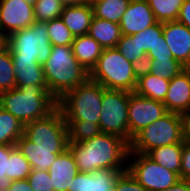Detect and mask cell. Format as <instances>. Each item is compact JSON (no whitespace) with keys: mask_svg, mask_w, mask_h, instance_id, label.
Instances as JSON below:
<instances>
[{"mask_svg":"<svg viewBox=\"0 0 190 191\" xmlns=\"http://www.w3.org/2000/svg\"><path fill=\"white\" fill-rule=\"evenodd\" d=\"M68 149L74 156L79 172L127 169L123 161L128 159L130 144L119 136L101 132L80 143H68Z\"/></svg>","mask_w":190,"mask_h":191,"instance_id":"cell-1","label":"cell"},{"mask_svg":"<svg viewBox=\"0 0 190 191\" xmlns=\"http://www.w3.org/2000/svg\"><path fill=\"white\" fill-rule=\"evenodd\" d=\"M0 107L23 125L44 118L57 107L47 85H25L0 93Z\"/></svg>","mask_w":190,"mask_h":191,"instance_id":"cell-2","label":"cell"},{"mask_svg":"<svg viewBox=\"0 0 190 191\" xmlns=\"http://www.w3.org/2000/svg\"><path fill=\"white\" fill-rule=\"evenodd\" d=\"M43 71L48 91L56 100L89 78V72L76 60L71 46H52Z\"/></svg>","mask_w":190,"mask_h":191,"instance_id":"cell-3","label":"cell"},{"mask_svg":"<svg viewBox=\"0 0 190 191\" xmlns=\"http://www.w3.org/2000/svg\"><path fill=\"white\" fill-rule=\"evenodd\" d=\"M140 68L128 61L119 50L104 49L89 78L104 88L135 92Z\"/></svg>","mask_w":190,"mask_h":191,"instance_id":"cell-4","label":"cell"},{"mask_svg":"<svg viewBox=\"0 0 190 191\" xmlns=\"http://www.w3.org/2000/svg\"><path fill=\"white\" fill-rule=\"evenodd\" d=\"M102 95L103 86L88 78L57 100V107L62 112L65 121L99 124Z\"/></svg>","mask_w":190,"mask_h":191,"instance_id":"cell-5","label":"cell"},{"mask_svg":"<svg viewBox=\"0 0 190 191\" xmlns=\"http://www.w3.org/2000/svg\"><path fill=\"white\" fill-rule=\"evenodd\" d=\"M185 141L184 115L168 112L132 138L129 153L147 154L157 147Z\"/></svg>","mask_w":190,"mask_h":191,"instance_id":"cell-6","label":"cell"},{"mask_svg":"<svg viewBox=\"0 0 190 191\" xmlns=\"http://www.w3.org/2000/svg\"><path fill=\"white\" fill-rule=\"evenodd\" d=\"M46 22H34L29 27L8 36V49L12 59L37 60L41 65L52 53Z\"/></svg>","mask_w":190,"mask_h":191,"instance_id":"cell-7","label":"cell"},{"mask_svg":"<svg viewBox=\"0 0 190 191\" xmlns=\"http://www.w3.org/2000/svg\"><path fill=\"white\" fill-rule=\"evenodd\" d=\"M129 91L103 87L99 125L101 132L119 136L129 143Z\"/></svg>","mask_w":190,"mask_h":191,"instance_id":"cell-8","label":"cell"},{"mask_svg":"<svg viewBox=\"0 0 190 191\" xmlns=\"http://www.w3.org/2000/svg\"><path fill=\"white\" fill-rule=\"evenodd\" d=\"M24 135L35 147L68 149L67 125L58 107L44 118L26 123Z\"/></svg>","mask_w":190,"mask_h":191,"instance_id":"cell-9","label":"cell"},{"mask_svg":"<svg viewBox=\"0 0 190 191\" xmlns=\"http://www.w3.org/2000/svg\"><path fill=\"white\" fill-rule=\"evenodd\" d=\"M136 154V155H135ZM137 157L133 163H129L127 171L147 190V191H162L173 186L180 177L177 173L168 170L166 167L153 161L146 154L129 153Z\"/></svg>","mask_w":190,"mask_h":191,"instance_id":"cell-10","label":"cell"},{"mask_svg":"<svg viewBox=\"0 0 190 191\" xmlns=\"http://www.w3.org/2000/svg\"><path fill=\"white\" fill-rule=\"evenodd\" d=\"M167 113L168 111L163 102L139 96L135 92H129V144L132 138L144 127L152 124Z\"/></svg>","mask_w":190,"mask_h":191,"instance_id":"cell-11","label":"cell"},{"mask_svg":"<svg viewBox=\"0 0 190 191\" xmlns=\"http://www.w3.org/2000/svg\"><path fill=\"white\" fill-rule=\"evenodd\" d=\"M34 22L33 5L24 0H0L1 33L9 36L13 32L29 27Z\"/></svg>","mask_w":190,"mask_h":191,"instance_id":"cell-12","label":"cell"},{"mask_svg":"<svg viewBox=\"0 0 190 191\" xmlns=\"http://www.w3.org/2000/svg\"><path fill=\"white\" fill-rule=\"evenodd\" d=\"M147 0H130L119 26L122 35H133L157 23Z\"/></svg>","mask_w":190,"mask_h":191,"instance_id":"cell-13","label":"cell"},{"mask_svg":"<svg viewBox=\"0 0 190 191\" xmlns=\"http://www.w3.org/2000/svg\"><path fill=\"white\" fill-rule=\"evenodd\" d=\"M163 36L173 58L190 66V29L178 21L163 22Z\"/></svg>","mask_w":190,"mask_h":191,"instance_id":"cell-14","label":"cell"},{"mask_svg":"<svg viewBox=\"0 0 190 191\" xmlns=\"http://www.w3.org/2000/svg\"><path fill=\"white\" fill-rule=\"evenodd\" d=\"M163 104L168 112L182 115L190 112V71L188 68L170 80Z\"/></svg>","mask_w":190,"mask_h":191,"instance_id":"cell-15","label":"cell"},{"mask_svg":"<svg viewBox=\"0 0 190 191\" xmlns=\"http://www.w3.org/2000/svg\"><path fill=\"white\" fill-rule=\"evenodd\" d=\"M127 169H102L79 172L72 180L71 191H113L119 175Z\"/></svg>","mask_w":190,"mask_h":191,"instance_id":"cell-16","label":"cell"},{"mask_svg":"<svg viewBox=\"0 0 190 191\" xmlns=\"http://www.w3.org/2000/svg\"><path fill=\"white\" fill-rule=\"evenodd\" d=\"M16 147L22 153L24 158L29 162L32 169L39 171L48 170L56 161L58 155L62 154L66 150L35 147V144L24 134L17 141Z\"/></svg>","mask_w":190,"mask_h":191,"instance_id":"cell-17","label":"cell"},{"mask_svg":"<svg viewBox=\"0 0 190 191\" xmlns=\"http://www.w3.org/2000/svg\"><path fill=\"white\" fill-rule=\"evenodd\" d=\"M54 191H71L73 178L79 173L73 154L66 149L47 170Z\"/></svg>","mask_w":190,"mask_h":191,"instance_id":"cell-18","label":"cell"},{"mask_svg":"<svg viewBox=\"0 0 190 191\" xmlns=\"http://www.w3.org/2000/svg\"><path fill=\"white\" fill-rule=\"evenodd\" d=\"M92 4L63 7L61 19L74 37L86 35L89 32L93 18Z\"/></svg>","mask_w":190,"mask_h":191,"instance_id":"cell-19","label":"cell"},{"mask_svg":"<svg viewBox=\"0 0 190 191\" xmlns=\"http://www.w3.org/2000/svg\"><path fill=\"white\" fill-rule=\"evenodd\" d=\"M71 48L76 60L89 73L97 64L98 58L102 55L104 50V48L88 34L74 37Z\"/></svg>","mask_w":190,"mask_h":191,"instance_id":"cell-20","label":"cell"},{"mask_svg":"<svg viewBox=\"0 0 190 191\" xmlns=\"http://www.w3.org/2000/svg\"><path fill=\"white\" fill-rule=\"evenodd\" d=\"M170 80L155 76L144 68L139 70L135 93L139 96L164 102Z\"/></svg>","mask_w":190,"mask_h":191,"instance_id":"cell-21","label":"cell"},{"mask_svg":"<svg viewBox=\"0 0 190 191\" xmlns=\"http://www.w3.org/2000/svg\"><path fill=\"white\" fill-rule=\"evenodd\" d=\"M88 35L97 41L104 49L117 47L122 37L118 23L93 16Z\"/></svg>","mask_w":190,"mask_h":191,"instance_id":"cell-22","label":"cell"},{"mask_svg":"<svg viewBox=\"0 0 190 191\" xmlns=\"http://www.w3.org/2000/svg\"><path fill=\"white\" fill-rule=\"evenodd\" d=\"M15 70L16 87L25 85H47L43 65L32 59H12Z\"/></svg>","mask_w":190,"mask_h":191,"instance_id":"cell-23","label":"cell"},{"mask_svg":"<svg viewBox=\"0 0 190 191\" xmlns=\"http://www.w3.org/2000/svg\"><path fill=\"white\" fill-rule=\"evenodd\" d=\"M183 143H174L150 150L146 155L180 177Z\"/></svg>","mask_w":190,"mask_h":191,"instance_id":"cell-24","label":"cell"},{"mask_svg":"<svg viewBox=\"0 0 190 191\" xmlns=\"http://www.w3.org/2000/svg\"><path fill=\"white\" fill-rule=\"evenodd\" d=\"M24 134V125L0 107V144L16 145Z\"/></svg>","mask_w":190,"mask_h":191,"instance_id":"cell-25","label":"cell"},{"mask_svg":"<svg viewBox=\"0 0 190 191\" xmlns=\"http://www.w3.org/2000/svg\"><path fill=\"white\" fill-rule=\"evenodd\" d=\"M129 2L130 0H97L92 4L93 15L119 24Z\"/></svg>","mask_w":190,"mask_h":191,"instance_id":"cell-26","label":"cell"},{"mask_svg":"<svg viewBox=\"0 0 190 191\" xmlns=\"http://www.w3.org/2000/svg\"><path fill=\"white\" fill-rule=\"evenodd\" d=\"M186 67L173 57H158L157 59H147L144 69L166 80H171Z\"/></svg>","mask_w":190,"mask_h":191,"instance_id":"cell-27","label":"cell"},{"mask_svg":"<svg viewBox=\"0 0 190 191\" xmlns=\"http://www.w3.org/2000/svg\"><path fill=\"white\" fill-rule=\"evenodd\" d=\"M158 22L177 21L185 0H147Z\"/></svg>","mask_w":190,"mask_h":191,"instance_id":"cell-28","label":"cell"},{"mask_svg":"<svg viewBox=\"0 0 190 191\" xmlns=\"http://www.w3.org/2000/svg\"><path fill=\"white\" fill-rule=\"evenodd\" d=\"M116 48L128 61L135 64L140 69L144 68L147 54L140 49L137 38H133L132 35H122Z\"/></svg>","mask_w":190,"mask_h":191,"instance_id":"cell-29","label":"cell"},{"mask_svg":"<svg viewBox=\"0 0 190 191\" xmlns=\"http://www.w3.org/2000/svg\"><path fill=\"white\" fill-rule=\"evenodd\" d=\"M68 143H80L101 133L100 125L84 121H65Z\"/></svg>","mask_w":190,"mask_h":191,"instance_id":"cell-30","label":"cell"},{"mask_svg":"<svg viewBox=\"0 0 190 191\" xmlns=\"http://www.w3.org/2000/svg\"><path fill=\"white\" fill-rule=\"evenodd\" d=\"M46 23L49 41L53 46H71L74 36L61 18H56Z\"/></svg>","mask_w":190,"mask_h":191,"instance_id":"cell-31","label":"cell"},{"mask_svg":"<svg viewBox=\"0 0 190 191\" xmlns=\"http://www.w3.org/2000/svg\"><path fill=\"white\" fill-rule=\"evenodd\" d=\"M63 5L59 0H37L34 5V17L36 22H48L60 18Z\"/></svg>","mask_w":190,"mask_h":191,"instance_id":"cell-32","label":"cell"},{"mask_svg":"<svg viewBox=\"0 0 190 191\" xmlns=\"http://www.w3.org/2000/svg\"><path fill=\"white\" fill-rule=\"evenodd\" d=\"M16 88L12 55L7 48L0 53V93Z\"/></svg>","mask_w":190,"mask_h":191,"instance_id":"cell-33","label":"cell"},{"mask_svg":"<svg viewBox=\"0 0 190 191\" xmlns=\"http://www.w3.org/2000/svg\"><path fill=\"white\" fill-rule=\"evenodd\" d=\"M31 171V165L16 147L9 156V179L12 181L27 179Z\"/></svg>","mask_w":190,"mask_h":191,"instance_id":"cell-34","label":"cell"},{"mask_svg":"<svg viewBox=\"0 0 190 191\" xmlns=\"http://www.w3.org/2000/svg\"><path fill=\"white\" fill-rule=\"evenodd\" d=\"M163 33V22H157L146 30L132 35L133 38H137L140 49L146 54L150 49H153L155 45L161 40V34Z\"/></svg>","mask_w":190,"mask_h":191,"instance_id":"cell-35","label":"cell"},{"mask_svg":"<svg viewBox=\"0 0 190 191\" xmlns=\"http://www.w3.org/2000/svg\"><path fill=\"white\" fill-rule=\"evenodd\" d=\"M16 145L0 144V191H7L12 180L9 179V156Z\"/></svg>","mask_w":190,"mask_h":191,"instance_id":"cell-36","label":"cell"},{"mask_svg":"<svg viewBox=\"0 0 190 191\" xmlns=\"http://www.w3.org/2000/svg\"><path fill=\"white\" fill-rule=\"evenodd\" d=\"M27 180L34 191H54L51 178L47 170L39 171L32 169Z\"/></svg>","mask_w":190,"mask_h":191,"instance_id":"cell-37","label":"cell"},{"mask_svg":"<svg viewBox=\"0 0 190 191\" xmlns=\"http://www.w3.org/2000/svg\"><path fill=\"white\" fill-rule=\"evenodd\" d=\"M113 191H147L127 170L117 178Z\"/></svg>","mask_w":190,"mask_h":191,"instance_id":"cell-38","label":"cell"},{"mask_svg":"<svg viewBox=\"0 0 190 191\" xmlns=\"http://www.w3.org/2000/svg\"><path fill=\"white\" fill-rule=\"evenodd\" d=\"M180 179L190 180V142L183 143L181 155Z\"/></svg>","mask_w":190,"mask_h":191,"instance_id":"cell-39","label":"cell"},{"mask_svg":"<svg viewBox=\"0 0 190 191\" xmlns=\"http://www.w3.org/2000/svg\"><path fill=\"white\" fill-rule=\"evenodd\" d=\"M158 57H173L163 33L161 34V40H159L155 47L150 49L147 53V59H157Z\"/></svg>","mask_w":190,"mask_h":191,"instance_id":"cell-40","label":"cell"},{"mask_svg":"<svg viewBox=\"0 0 190 191\" xmlns=\"http://www.w3.org/2000/svg\"><path fill=\"white\" fill-rule=\"evenodd\" d=\"M177 21L190 29V0H185L182 4Z\"/></svg>","mask_w":190,"mask_h":191,"instance_id":"cell-41","label":"cell"},{"mask_svg":"<svg viewBox=\"0 0 190 191\" xmlns=\"http://www.w3.org/2000/svg\"><path fill=\"white\" fill-rule=\"evenodd\" d=\"M7 191H34V190L31 188L28 180L24 179V180H13L11 186Z\"/></svg>","mask_w":190,"mask_h":191,"instance_id":"cell-42","label":"cell"},{"mask_svg":"<svg viewBox=\"0 0 190 191\" xmlns=\"http://www.w3.org/2000/svg\"><path fill=\"white\" fill-rule=\"evenodd\" d=\"M162 191H190V180L180 179L173 186Z\"/></svg>","mask_w":190,"mask_h":191,"instance_id":"cell-43","label":"cell"},{"mask_svg":"<svg viewBox=\"0 0 190 191\" xmlns=\"http://www.w3.org/2000/svg\"><path fill=\"white\" fill-rule=\"evenodd\" d=\"M184 121H185V138L186 141L190 142V112L184 115Z\"/></svg>","mask_w":190,"mask_h":191,"instance_id":"cell-44","label":"cell"},{"mask_svg":"<svg viewBox=\"0 0 190 191\" xmlns=\"http://www.w3.org/2000/svg\"><path fill=\"white\" fill-rule=\"evenodd\" d=\"M8 48V36L0 32V53Z\"/></svg>","mask_w":190,"mask_h":191,"instance_id":"cell-45","label":"cell"},{"mask_svg":"<svg viewBox=\"0 0 190 191\" xmlns=\"http://www.w3.org/2000/svg\"><path fill=\"white\" fill-rule=\"evenodd\" d=\"M60 3L65 6H78L84 4L83 0H59Z\"/></svg>","mask_w":190,"mask_h":191,"instance_id":"cell-46","label":"cell"},{"mask_svg":"<svg viewBox=\"0 0 190 191\" xmlns=\"http://www.w3.org/2000/svg\"><path fill=\"white\" fill-rule=\"evenodd\" d=\"M24 1L34 6V5H35V2H36L37 0H24Z\"/></svg>","mask_w":190,"mask_h":191,"instance_id":"cell-47","label":"cell"},{"mask_svg":"<svg viewBox=\"0 0 190 191\" xmlns=\"http://www.w3.org/2000/svg\"><path fill=\"white\" fill-rule=\"evenodd\" d=\"M86 4H93L97 0H83Z\"/></svg>","mask_w":190,"mask_h":191,"instance_id":"cell-48","label":"cell"}]
</instances>
